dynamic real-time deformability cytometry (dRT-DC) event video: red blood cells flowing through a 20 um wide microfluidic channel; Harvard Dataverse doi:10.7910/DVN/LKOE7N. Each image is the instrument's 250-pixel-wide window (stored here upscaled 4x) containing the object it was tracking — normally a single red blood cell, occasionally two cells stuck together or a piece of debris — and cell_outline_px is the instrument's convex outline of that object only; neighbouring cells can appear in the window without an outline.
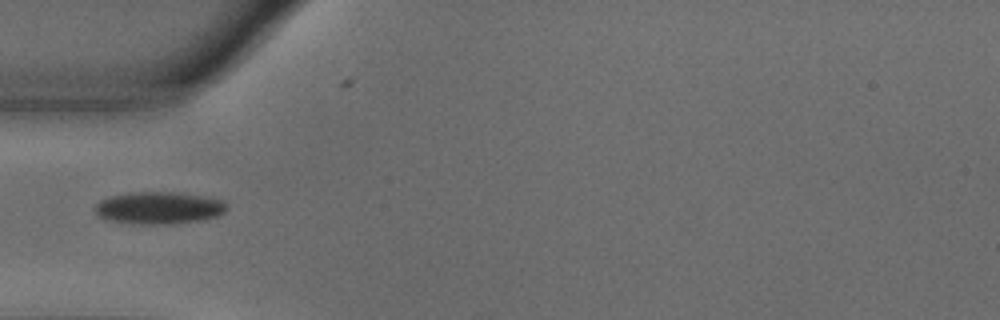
{"species": "common noctule bat (a hibernating species)", "species_latin": "Nyctalus noctula", "temperature_condition": "warm", "stored_images_in_passage": 39, "camera_frame_rate_fps": 3000, "um_per_image_px": 0.085, "animal": {"sex": "male", "body_mass_g": 18.8}, "frame": {"image": 1, "passage_image": 1, "time_ms": 0.0, "image_size_px": [1000, 320], "cell_outline_px": [[224, 212], [216, 216], [204, 220], [172, 224], [140, 224], [104, 220], [96, 216], [92, 208], [100, 200], [108, 196], [132, 192], [176, 192], [200, 196], [220, 200], [224, 204]], "centroid_in_image_um": [13.38, 17.68], "position_along_channel_um": 71.6, "area_um2": 24.85}}
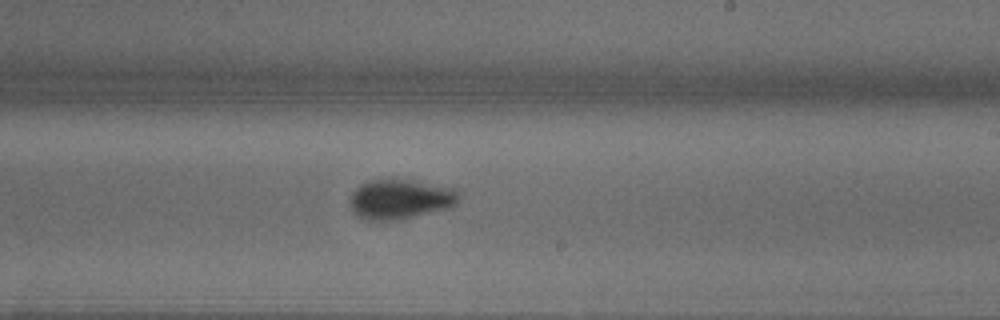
{"frame": {"image": 2, "passage_image": 16, "time_ms": 5.0, "image_size_px": [1000, 320], "cell_outline_px": [[460, 200], [456, 204], [448, 208], [396, 220], [364, 220], [356, 216], [352, 212], [352, 192], [360, 184], [368, 180], [392, 176], [456, 188], [460, 192]], "centroid_in_image_um": [34.03, 16.88], "position_along_channel_um": 255.0, "area_um2": 25.89}}
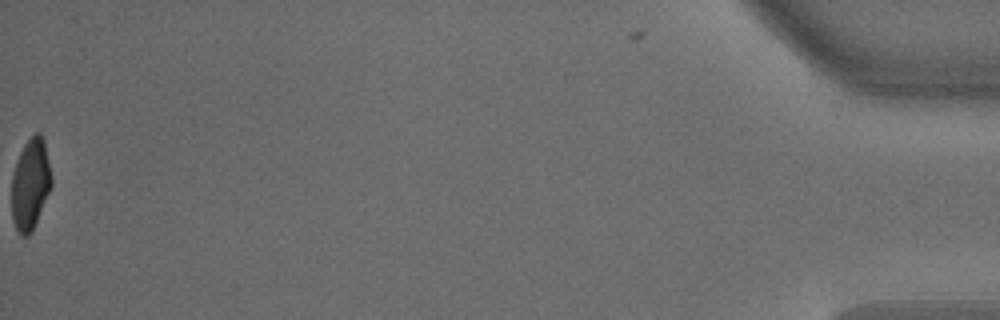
{"frame": {"image": 3, "passage_image": 39, "time_ms": 12.667, "image_size_px": [1000, 320], "cell_outline_px": [[52, 184], [36, 220], [28, 236], [20, 236], [12, 220], [12, 172], [20, 152], [24, 144], [36, 132], [40, 132], [44, 140], [52, 176]], "centroid_in_image_um": [2.57, 15.62], "position_along_channel_um": 432.6, "area_um2": 20.87}, "authors_computed_cell_mechanics": {"area_um2": 23.8136, "velocity_mm_per_s": 3.6465, "shape_relaxation_time_tau1_ms": 2.8071, "shape_relaxation_time_tau2_ms": null, "deformation_change_tau1": 0.1373, "deformation_change_tau2": null}}